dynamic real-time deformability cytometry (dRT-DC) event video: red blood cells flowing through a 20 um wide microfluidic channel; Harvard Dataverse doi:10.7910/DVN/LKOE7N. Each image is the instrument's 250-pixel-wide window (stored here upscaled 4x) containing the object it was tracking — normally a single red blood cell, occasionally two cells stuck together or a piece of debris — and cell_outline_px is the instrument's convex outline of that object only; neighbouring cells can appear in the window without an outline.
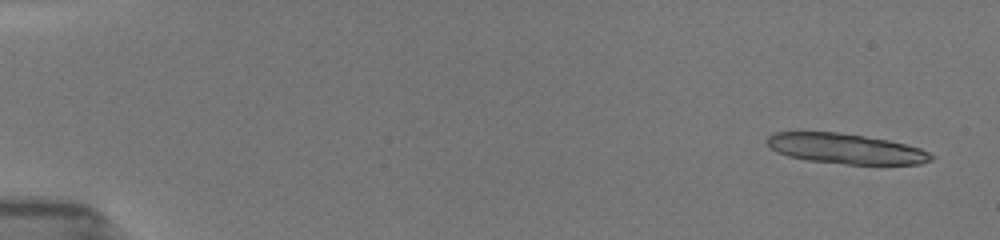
{"species": "common noctule bat (a hibernating species)", "species_latin": "Nyctalus noctula", "temperature_condition": "room temperature", "stored_images_in_passage": 14, "segment_of_instrument_passage": [1, 2], "camera_frame_rate_fps": 3000, "um_per_image_px": 0.085, "animal": {"sex": "female", "body_mass_g": 19.5, "forearm_length_mm": 54.1}, "frame": {"image": 1, "passage_image": 1, "time_ms": 0.0, "image_size_px": [1000, 240], "cell_outline_px": [[936, 156], [932, 160], [920, 164], [844, 164], [808, 160], [788, 156], [776, 152], [768, 148], [768, 136], [776, 132], [836, 132], [864, 136], [888, 140], [920, 148]], "centroid_in_image_um": [71.88, 12.64], "position_along_channel_um": 13.1, "area_um2": 28.78}}